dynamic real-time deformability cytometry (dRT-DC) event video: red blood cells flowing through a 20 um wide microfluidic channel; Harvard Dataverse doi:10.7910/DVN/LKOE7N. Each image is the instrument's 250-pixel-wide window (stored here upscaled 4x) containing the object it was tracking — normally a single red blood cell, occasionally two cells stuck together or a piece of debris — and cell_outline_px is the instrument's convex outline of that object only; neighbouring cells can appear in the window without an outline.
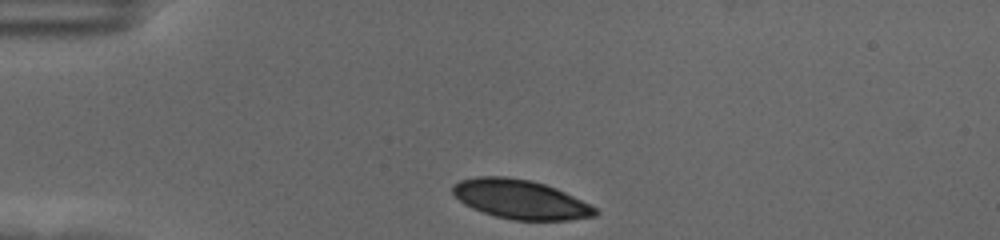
{"species": "human", "species_latin": "Homo sapiens", "temperature_condition": "cold", "stored_images_in_passage": 36, "camera_frame_rate_fps": 3000, "um_per_image_px": 0.085, "donor": {"sex": "female"}, "frame": {"image": 1, "passage_image": 1, "time_ms": 0.0, "image_size_px": [1000, 240], "cell_outline_px": [[600, 212], [596, 216], [568, 220], [512, 220], [496, 216], [472, 208], [464, 204], [452, 192], [452, 184], [460, 180], [476, 176], [508, 176], [532, 180], [556, 188], [596, 208]], "centroid_in_image_um": [44.22, 16.93], "position_along_channel_um": 40.8, "area_um2": 32.48}}
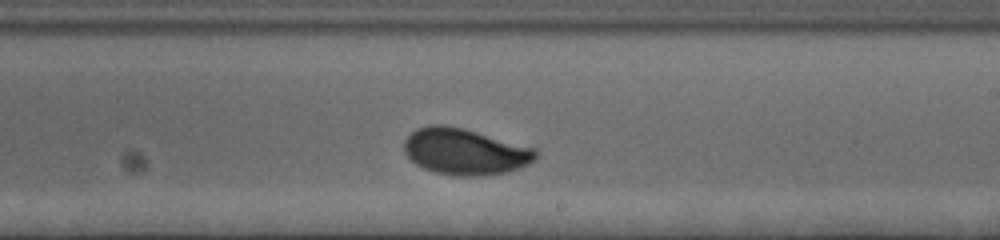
{"frame": {"image": 2, "passage_image": 22, "time_ms": 7.0, "image_size_px": [1000, 240], "cell_outline_px": [[540, 156], [536, 160], [520, 168], [508, 172], [476, 176], [460, 176], [436, 172], [424, 168], [416, 164], [404, 152], [404, 140], [416, 128], [428, 124], [440, 124], [464, 128], [536, 148], [540, 152]], "centroid_in_image_um": [39.56, 12.87], "position_along_channel_um": 249.4, "area_um2": 35.78}}
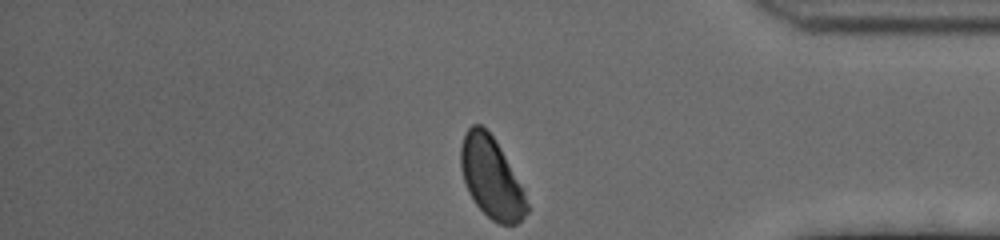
{"frame": {"image": 3, "passage_image": 36, "time_ms": 11.667, "image_size_px": [1000, 240], "cell_outline_px": [[528, 212], [516, 224], [500, 224], [492, 220], [476, 204], [468, 192], [464, 180], [460, 164], [460, 148], [464, 132], [472, 124], [480, 124], [492, 136], [500, 148], [524, 192], [528, 204]], "centroid_in_image_um": [41.73, 15.1], "position_along_channel_um": 393.5, "area_um2": 30.63}, "authors_computed_cell_mechanics": {"area_um2": 34.6222, "velocity_mm_per_s": 3.4922, "shape_relaxation_time_tau1_ms": 2.4657, "shape_relaxation_time_tau2_ms": null, "deformation_change_tau1": 0.0985, "deformation_change_tau2": null}}